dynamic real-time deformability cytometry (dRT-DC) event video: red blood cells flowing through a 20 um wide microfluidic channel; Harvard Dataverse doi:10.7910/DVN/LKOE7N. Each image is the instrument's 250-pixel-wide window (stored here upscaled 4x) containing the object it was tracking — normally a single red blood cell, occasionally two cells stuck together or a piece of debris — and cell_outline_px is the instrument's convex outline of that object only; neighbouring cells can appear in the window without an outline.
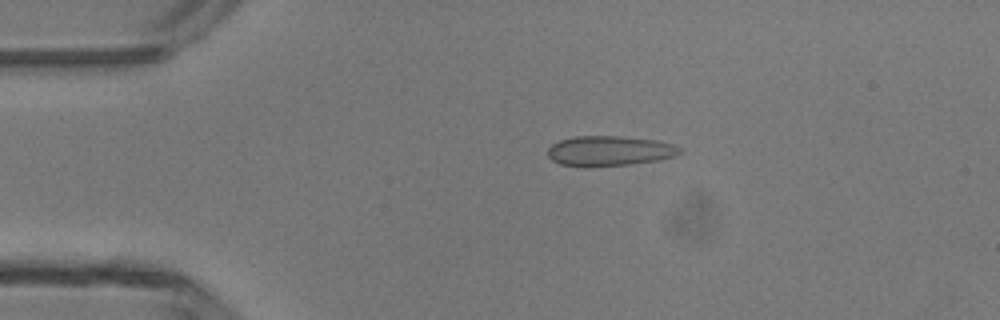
{"species": "common noctule bat (a hibernating species)", "species_latin": "Nyctalus noctula", "temperature_condition": "room temperature", "stored_images_in_passage": 4, "camera_frame_rate_fps": 3000, "um_per_image_px": 0.085, "animal": {"sex": "male", "body_mass_g": 13.3}, "frame": {"image": 1, "passage_image": 3, "time_ms": 2.333, "image_size_px": [1000, 320], "cell_outline_px": [[684, 152], [676, 156], [660, 160], [628, 164], [592, 168], [560, 164], [552, 160], [548, 156], [548, 148], [552, 144], [560, 140], [576, 136], [620, 136], [656, 140], [672, 144], [680, 148]], "centroid_in_image_um": [51.81, 12.84], "position_along_channel_um": 33.2, "area_um2": 23.41}}